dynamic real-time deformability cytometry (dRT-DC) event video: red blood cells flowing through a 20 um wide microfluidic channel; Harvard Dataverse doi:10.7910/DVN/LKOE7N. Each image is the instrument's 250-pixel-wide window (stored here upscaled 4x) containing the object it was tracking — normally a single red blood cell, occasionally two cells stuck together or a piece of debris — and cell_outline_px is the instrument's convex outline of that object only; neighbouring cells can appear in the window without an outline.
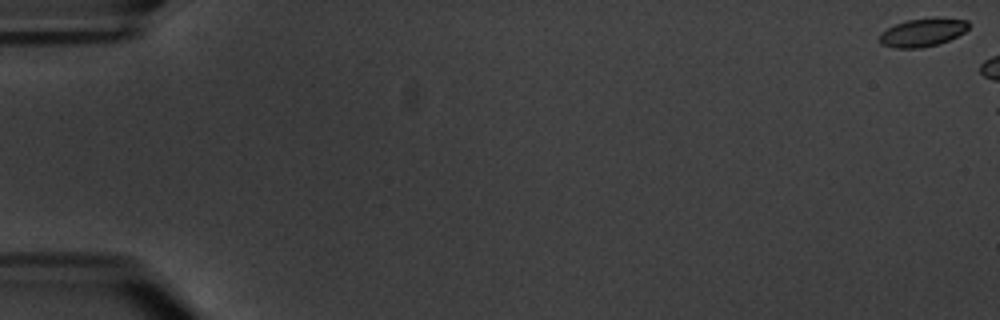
{"species": "common noctule bat (a hibernating species)", "species_latin": "Nyctalus noctula", "temperature_condition": "warm", "stored_images_in_passage": 3, "camera_frame_rate_fps": 3000, "um_per_image_px": 0.085, "animal": {"sex": "male", "body_mass_g": 20.1, "forearm_length_mm": 53.5}, "frame": {"image": 1, "passage_image": 1, "time_ms": 0.0, "image_size_px": [1000, 320], "cell_outline_px": [[968, 28], [964, 32], [948, 40], [936, 44], [920, 48], [896, 48], [880, 44], [880, 32], [896, 24], [908, 20], [936, 16], [968, 20]], "centroid_in_image_um": [78.43, 2.73], "position_along_channel_um": 6.6, "area_um2": 14.68}}